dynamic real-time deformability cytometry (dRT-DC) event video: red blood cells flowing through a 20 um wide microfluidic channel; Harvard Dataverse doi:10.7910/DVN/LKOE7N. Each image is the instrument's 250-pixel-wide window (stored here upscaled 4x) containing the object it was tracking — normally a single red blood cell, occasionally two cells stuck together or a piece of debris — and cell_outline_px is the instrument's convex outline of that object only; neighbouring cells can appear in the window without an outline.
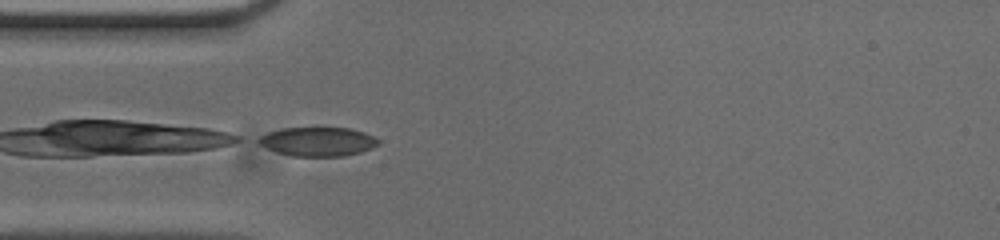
{"species": "common noctule bat (a hibernating species)", "species_latin": "Nyctalus noctula", "temperature_condition": "cold", "stored_images_in_passage": 35, "camera_frame_rate_fps": 3000, "um_per_image_px": 0.085, "animal": {"sex": "male", "body_mass_g": 20.0, "forearm_length_mm": 53.3}, "frame": {"image": 1, "passage_image": 1, "time_ms": 0.0, "image_size_px": [1000, 240], "cell_outline_px": [[380, 144], [372, 148], [360, 152], [344, 156], [292, 156], [268, 148], [252, 140], [268, 132], [284, 128], [316, 124], [348, 128], [364, 132], [380, 140]], "centroid_in_image_um": [27.01, 11.98], "position_along_channel_um": 58.0, "area_um2": 21.1}}
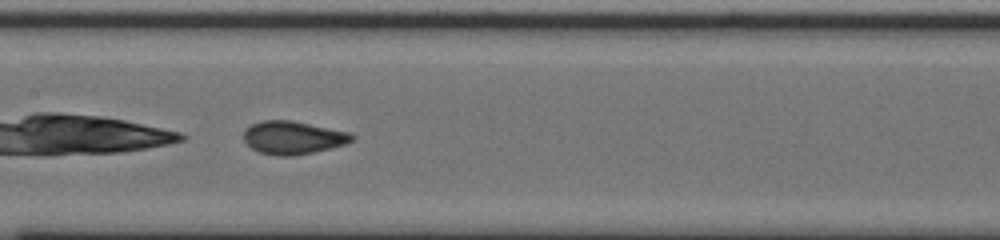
{"frame": {"image": 2, "passage_image": 11, "time_ms": 3.333, "image_size_px": [1000, 240], "cell_outline_px": [[356, 140], [344, 144], [312, 152], [292, 156], [280, 156], [260, 152], [252, 148], [244, 140], [244, 128], [260, 120], [292, 120], [348, 132], [356, 136]], "centroid_in_image_um": [24.89, 11.68], "position_along_channel_um": 182.5, "area_um2": 20.75}, "authors_computed_cell_mechanics": {"area_um2": 20.7502, "velocity_mm_per_s": 3.7484, "shape_relaxation_time_tau1_ms": null, "shape_relaxation_time_tau2_ms": 1.1055, "deformation_change_tau1": null, "deformation_change_tau2": 0.0708}}